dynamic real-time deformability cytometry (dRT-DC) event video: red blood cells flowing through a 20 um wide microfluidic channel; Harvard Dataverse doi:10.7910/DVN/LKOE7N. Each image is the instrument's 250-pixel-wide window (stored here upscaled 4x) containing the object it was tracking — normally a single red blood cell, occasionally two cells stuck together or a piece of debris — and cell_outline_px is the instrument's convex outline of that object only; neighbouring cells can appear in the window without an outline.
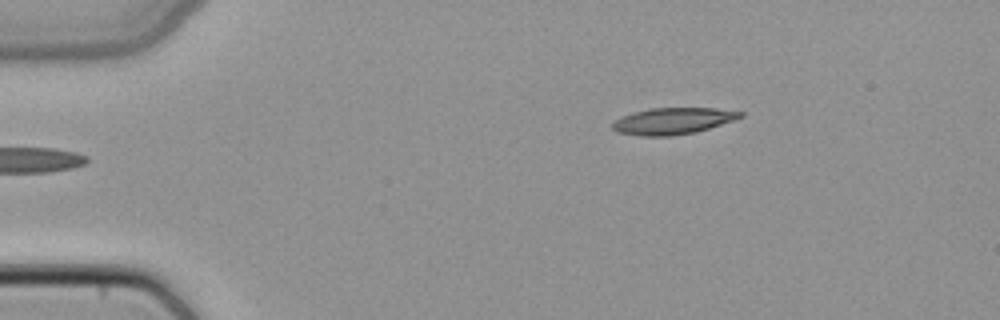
{"species": "common noctule bat (a hibernating species)", "species_latin": "Nyctalus noctula", "temperature_condition": "cold", "stored_images_in_passage": 5, "camera_frame_rate_fps": 3000, "um_per_image_px": 0.085, "animal": {"sex": "female", "body_mass_g": 22.7, "forearm_length_mm": 54.2}, "frame": {"image": 1, "passage_image": 5, "time_ms": 1.333, "image_size_px": [1000, 320], "cell_outline_px": [[744, 116], [696, 132], [672, 136], [640, 136], [616, 132], [612, 128], [612, 124], [616, 120], [632, 112], [648, 108], [716, 108], [744, 112]], "centroid_in_image_um": [57.17, 10.28], "position_along_channel_um": 27.8, "area_um2": 19.71}}